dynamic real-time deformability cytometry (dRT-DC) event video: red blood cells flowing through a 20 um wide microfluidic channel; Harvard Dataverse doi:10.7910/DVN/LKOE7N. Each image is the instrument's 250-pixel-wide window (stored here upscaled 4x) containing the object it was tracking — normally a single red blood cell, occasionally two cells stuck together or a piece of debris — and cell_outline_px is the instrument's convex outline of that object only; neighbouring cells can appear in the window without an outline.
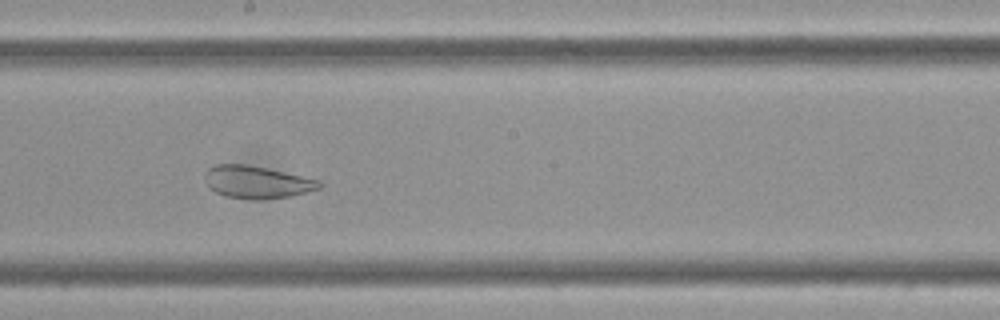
{"species": "Egyptian fruit bat (a non-hibernating species)", "species_latin": "Rousettus aegyptiacus", "temperature_condition": "cold", "stored_images_in_passage": 59, "camera_frame_rate_fps": 3000, "um_per_image_px": 0.085, "frame": {"image": 1, "passage_image": 33, "time_ms": 10.667, "image_size_px": [1000, 320], "cell_outline_px": [[324, 184], [320, 188], [308, 192], [288, 196], [260, 200], [248, 200], [228, 196], [216, 192], [208, 188], [204, 180], [204, 172], [208, 168], [216, 164], [248, 164], [320, 180]], "centroid_in_image_um": [21.81, 15.48], "position_along_channel_um": 226.4, "area_um2": 21.85}}
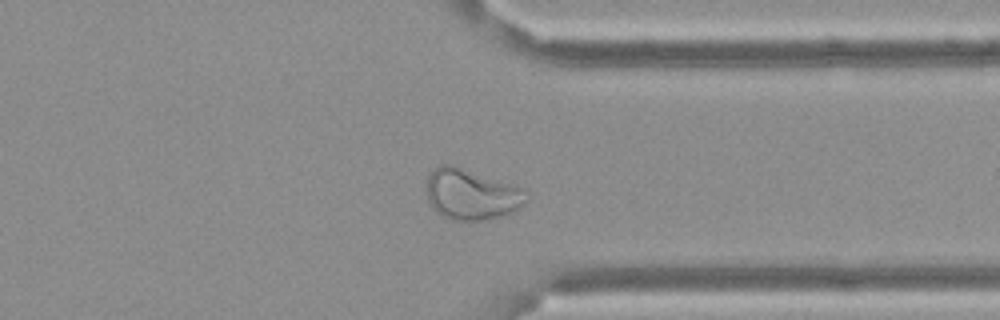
{"frame": {"image": 2, "passage_image": 46, "time_ms": 15.0, "image_size_px": [1000, 320], "cell_outline_px": [[528, 200], [524, 204], [512, 212], [484, 220], [452, 220], [436, 212], [432, 208], [428, 200], [428, 176], [440, 164], [452, 164], [516, 184], [524, 188], [528, 196]], "centroid_in_image_um": [40.11, 16.5], "position_along_channel_um": 371.3, "area_um2": 29.65}}
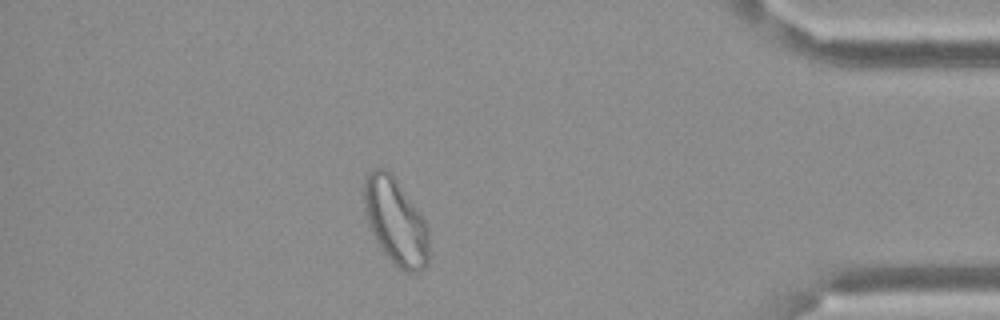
{"frame": {"image": 3, "passage_image": 52, "time_ms": 17.0, "image_size_px": [1000, 320], "cell_outline_px": [[428, 264], [420, 272], [408, 272], [392, 264], [376, 240], [368, 220], [364, 204], [364, 180], [368, 172], [372, 168], [384, 168], [396, 180], [416, 208], [424, 220], [428, 228]], "centroid_in_image_um": [33.63, 18.85], "position_along_channel_um": 401.6, "area_um2": 32.08}}